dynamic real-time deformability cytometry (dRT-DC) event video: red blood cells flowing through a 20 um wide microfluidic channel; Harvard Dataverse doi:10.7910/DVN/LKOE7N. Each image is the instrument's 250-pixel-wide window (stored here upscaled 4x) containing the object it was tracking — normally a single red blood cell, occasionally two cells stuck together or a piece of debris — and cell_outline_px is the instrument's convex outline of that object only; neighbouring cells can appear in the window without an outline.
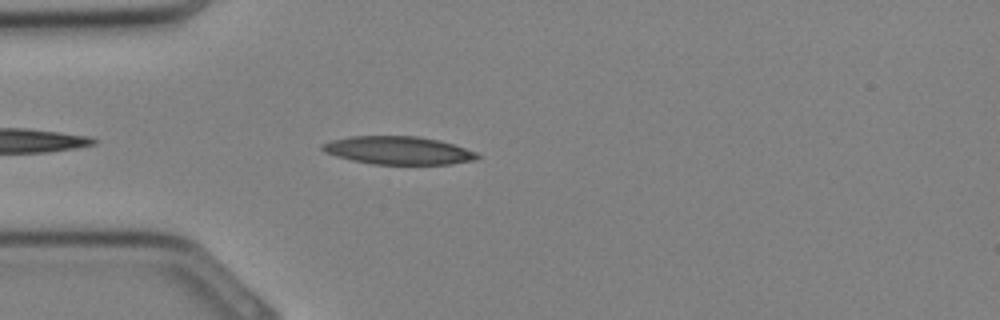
{"species": "Egyptian fruit bat (a non-hibernating species)", "species_latin": "Rousettus aegyptiacus", "temperature_condition": "cold", "stored_images_in_passage": 21, "camera_frame_rate_fps": 3000, "um_per_image_px": 0.085, "animal": {"sex": "female"}, "frame": {"image": 1, "passage_image": 2, "time_ms": 0.333, "image_size_px": [1000, 320], "cell_outline_px": [[480, 156], [476, 160], [452, 164], [372, 164], [352, 160], [336, 156], [324, 152], [320, 148], [320, 144], [332, 140], [352, 136], [416, 136], [440, 140], [476, 152]], "centroid_in_image_um": [33.84, 12.78], "position_along_channel_um": 51.2, "area_um2": 25.32}}
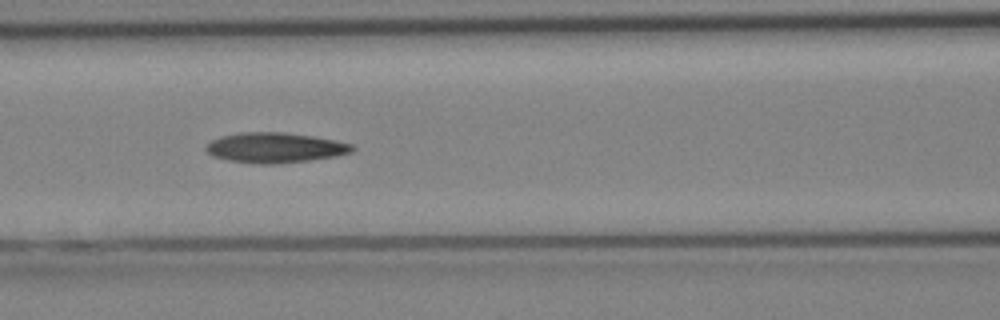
{"frame": {"image": 2, "passage_image": 7, "time_ms": 2.0, "image_size_px": [1000, 320], "cell_outline_px": [[356, 148], [352, 152], [336, 156], [308, 160], [276, 164], [256, 164], [228, 160], [212, 156], [204, 148], [212, 140], [224, 136], [240, 132], [284, 132], [312, 136], [336, 140], [352, 144]], "centroid_in_image_um": [23.4, 12.55], "position_along_channel_um": 143.2, "area_um2": 25.66}}
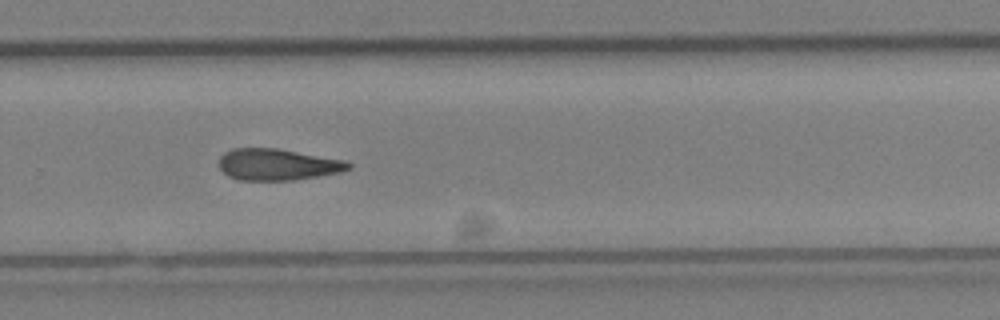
{"frame": {"image": 3, "passage_image": 15, "time_ms": 4.667, "image_size_px": [1000, 320], "cell_outline_px": [[352, 168], [340, 172], [292, 180], [240, 180], [228, 176], [220, 168], [220, 156], [224, 152], [232, 148], [276, 148], [344, 160], [352, 164]], "centroid_in_image_um": [23.58, 13.98], "position_along_channel_um": 306.2, "area_um2": 23.58}}